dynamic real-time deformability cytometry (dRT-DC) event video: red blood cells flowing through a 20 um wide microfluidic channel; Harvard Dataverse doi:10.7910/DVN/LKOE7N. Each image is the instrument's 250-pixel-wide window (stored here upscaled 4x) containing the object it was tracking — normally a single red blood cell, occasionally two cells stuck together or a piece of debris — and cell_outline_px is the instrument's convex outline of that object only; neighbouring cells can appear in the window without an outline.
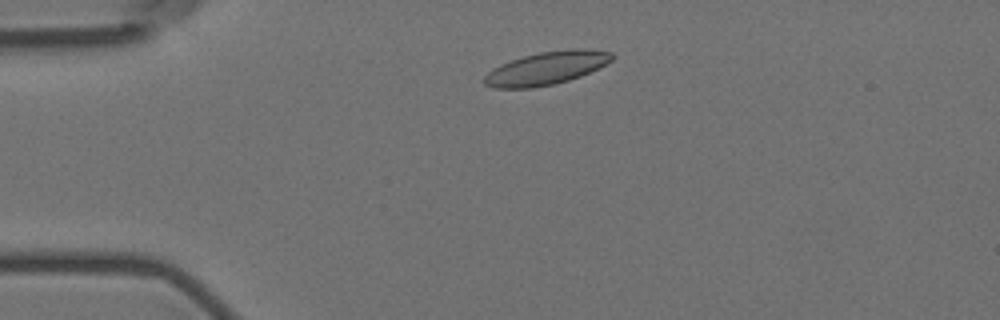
{"species": "Egyptian fruit bat (a non-hibernating species)", "species_latin": "Rousettus aegyptiacus", "temperature_condition": "room temperature", "stored_images_in_passage": 13, "camera_frame_rate_fps": 3000, "um_per_image_px": 0.085, "animal": {"sex": "female"}, "frame": {"image": 1, "passage_image": 2, "time_ms": 1.333, "image_size_px": [1000, 320], "cell_outline_px": [[616, 56], [612, 60], [580, 76], [556, 84], [532, 88], [496, 88], [484, 84], [484, 76], [492, 68], [500, 64], [524, 56], [540, 52], [572, 48], [588, 48], [612, 52]], "centroid_in_image_um": [46.45, 5.78], "position_along_channel_um": 38.6, "area_um2": 24.57}}
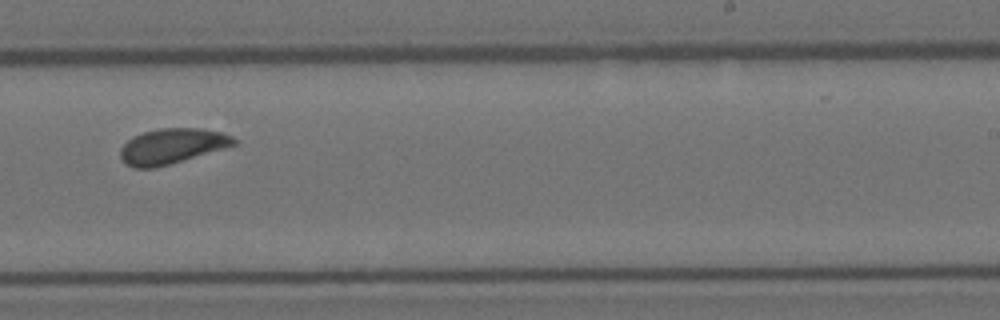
{"frame": {"image": 2, "passage_image": 8, "time_ms": 9.0, "image_size_px": [1000, 320], "cell_outline_px": [[236, 144], [224, 148], [156, 168], [132, 168], [124, 164], [120, 156], [120, 148], [132, 136], [144, 132], [160, 128], [200, 128], [220, 132], [232, 136], [236, 140]], "centroid_in_image_um": [14.56, 12.43], "position_along_channel_um": 274.4, "area_um2": 23.29}}
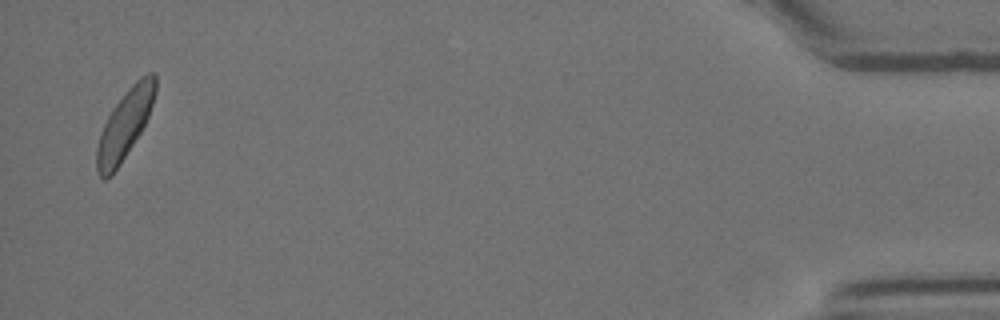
{"frame": {"image": 3, "passage_image": 13, "time_ms": 15.667, "image_size_px": [1000, 320], "cell_outline_px": [[156, 92], [148, 116], [140, 132], [120, 164], [112, 176], [104, 180], [100, 176], [96, 168], [96, 148], [104, 124], [112, 108], [128, 88], [140, 76], [148, 72], [156, 72]], "centroid_in_image_um": [10.61, 10.56], "position_along_channel_um": 424.6, "area_um2": 23.35}, "authors_computed_cell_mechanics": {"area_um2": 23.2934, "velocity_mm_per_s": 3.5257, "shape_relaxation_time_tau1_ms": 2.9578, "shape_relaxation_time_tau2_ms": 1.7337, "deformation_change_tau1": 0.0881, "deformation_change_tau2": 0.0655}}